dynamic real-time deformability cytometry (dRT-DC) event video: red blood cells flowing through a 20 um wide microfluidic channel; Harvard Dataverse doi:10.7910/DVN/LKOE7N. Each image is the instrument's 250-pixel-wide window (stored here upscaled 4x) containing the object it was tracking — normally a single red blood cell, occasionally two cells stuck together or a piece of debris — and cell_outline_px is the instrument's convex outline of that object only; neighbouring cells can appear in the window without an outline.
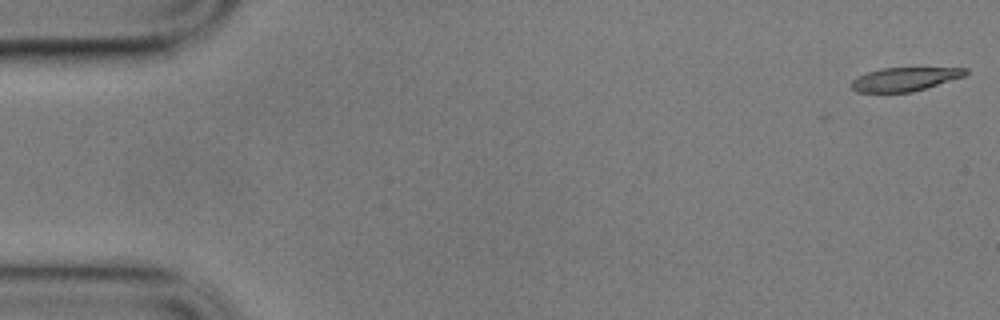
{"species": "common noctule bat (a hibernating species)", "species_latin": "Nyctalus noctula", "temperature_condition": "cold", "stored_images_in_passage": 9, "camera_frame_rate_fps": 3000, "um_per_image_px": 0.085, "animal": {"sex": "male", "body_mass_g": 17.9}, "frame": {"image": 1, "passage_image": 1, "time_ms": 0.0, "image_size_px": [1000, 320], "cell_outline_px": [[968, 72], [964, 76], [912, 92], [856, 92], [852, 88], [852, 80], [856, 76], [880, 68], [968, 68]], "centroid_in_image_um": [76.87, 6.73], "position_along_channel_um": 8.1, "area_um2": 15.55}}
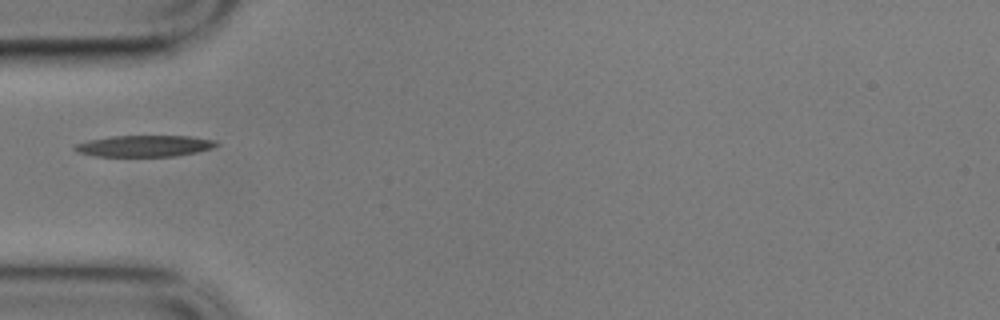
{"frame": {"image": 2, "passage_image": 6, "time_ms": 1.667, "image_size_px": [1000, 320], "cell_outline_px": [[220, 144], [212, 148], [196, 152], [176, 156], [96, 156], [80, 152], [72, 148], [76, 144], [88, 140], [112, 136], [188, 136], [216, 140]], "centroid_in_image_um": [12.31, 12.4], "position_along_channel_um": 72.7, "area_um2": 17.51}}
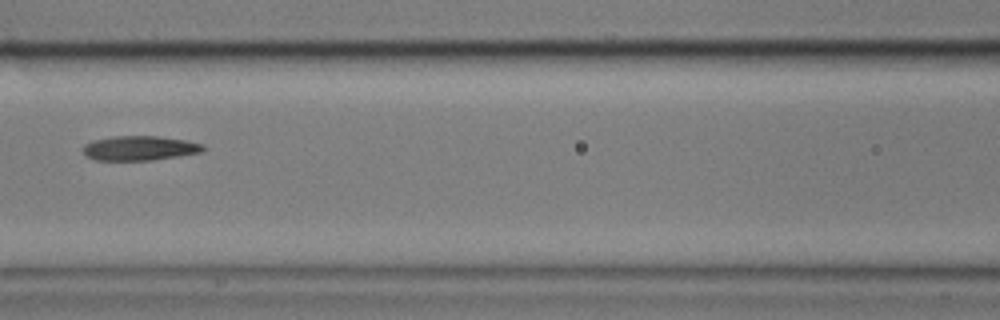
{"frame": {"image": 3, "passage_image": 8, "time_ms": 2.333, "image_size_px": [1000, 320], "cell_outline_px": [[208, 148], [200, 152], [152, 160], [96, 160], [88, 156], [80, 148], [84, 144], [92, 140], [112, 136], [156, 136], [184, 140], [204, 144]], "centroid_in_image_um": [11.84, 12.58], "position_along_channel_um": 154.8, "area_um2": 17.17}}